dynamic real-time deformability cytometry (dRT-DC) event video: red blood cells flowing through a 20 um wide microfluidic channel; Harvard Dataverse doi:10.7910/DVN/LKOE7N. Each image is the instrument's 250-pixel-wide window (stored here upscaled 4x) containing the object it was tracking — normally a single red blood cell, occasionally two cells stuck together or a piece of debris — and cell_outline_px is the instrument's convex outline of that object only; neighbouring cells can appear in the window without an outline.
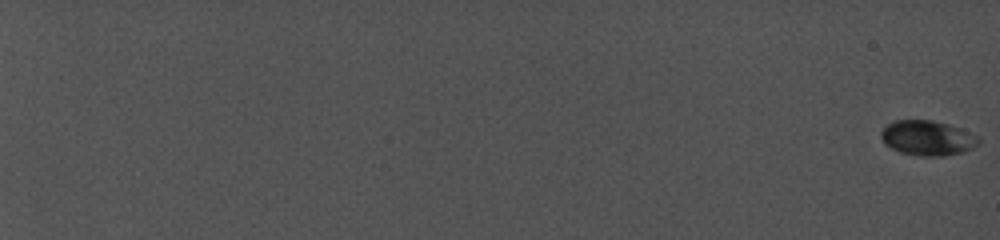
{"species": "common noctule bat (a hibernating species)", "species_latin": "Nyctalus noctula", "temperature_condition": "cold", "stored_images_in_passage": 32, "camera_frame_rate_fps": 5000, "um_per_image_px": 0.085, "animal": {"sex": "female", "body_mass_g": 19.0, "forearm_length_mm": 56.7}, "frame": {"image": 1, "passage_image": 1, "time_ms": 0.0, "image_size_px": [1000, 240], "cell_outline_px": [[980, 140], [972, 148], [960, 152], [944, 156], [920, 156], [900, 152], [892, 148], [880, 136], [880, 132], [888, 124], [896, 120], [932, 120], [948, 124], [976, 136]], "centroid_in_image_um": [78.8, 11.73], "position_along_channel_um": 6.2, "area_um2": 19.36}}
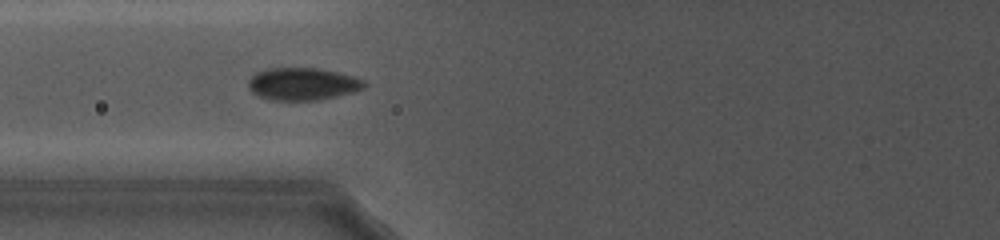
{"frame": {"image": 2, "passage_image": 19, "time_ms": 11.0, "image_size_px": [1000, 240], "cell_outline_px": [[368, 84], [364, 88], [352, 92], [316, 100], [272, 100], [260, 96], [252, 92], [248, 88], [248, 80], [256, 72], [264, 68], [320, 68], [352, 76], [364, 80]], "centroid_in_image_um": [25.7, 7.12], "position_along_channel_um": 100.1, "area_um2": 21.85}}
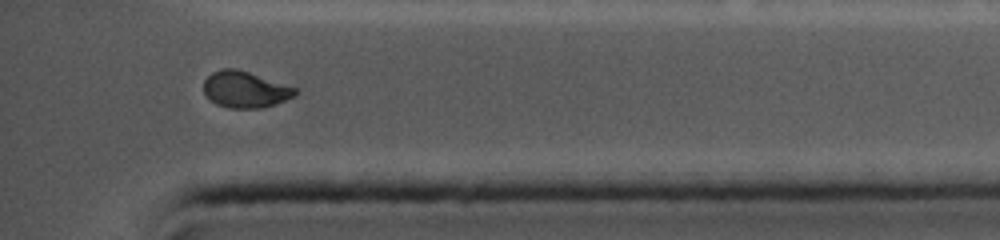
{"frame": {"image": 3, "passage_image": 32, "time_ms": 19.0, "image_size_px": [1000, 240], "cell_outline_px": [[300, 92], [296, 96], [276, 104], [260, 108], [232, 108], [216, 104], [204, 92], [204, 80], [212, 72], [224, 68], [236, 68], [296, 88]], "centroid_in_image_um": [20.86, 7.61], "position_along_channel_um": 414.3, "area_um2": 19.25}}